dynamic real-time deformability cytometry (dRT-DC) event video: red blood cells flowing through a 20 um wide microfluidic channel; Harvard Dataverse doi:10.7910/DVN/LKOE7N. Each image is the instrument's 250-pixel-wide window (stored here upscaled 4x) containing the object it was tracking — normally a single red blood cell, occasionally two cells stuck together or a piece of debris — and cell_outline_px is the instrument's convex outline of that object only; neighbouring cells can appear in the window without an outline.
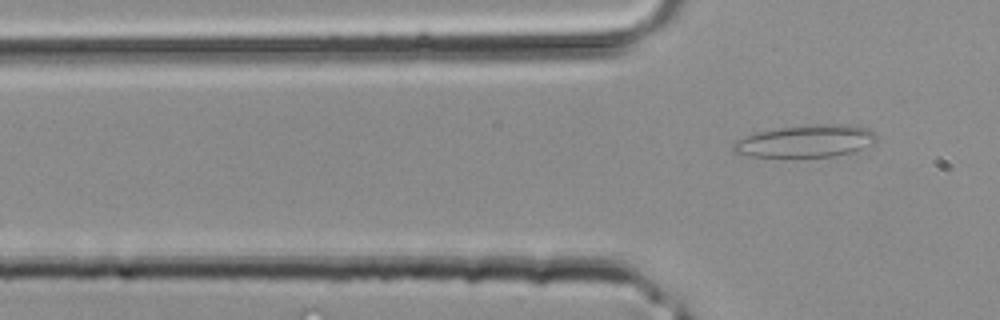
{"species": "common noctule bat (a hibernating species)", "species_latin": "Nyctalus noctula", "temperature_condition": "room temperature", "stored_images_in_passage": 3, "camera_frame_rate_fps": 3000, "um_per_image_px": 0.085, "animal": {"sex": "male", "body_mass_g": 20.4}, "frame": {"image": 1, "passage_image": 3, "time_ms": 0.667, "image_size_px": [1000, 320], "cell_outline_px": [[876, 144], [852, 152], [832, 156], [748, 156], [732, 152], [732, 144], [744, 136], [756, 132], [780, 128], [816, 124], [848, 124], [868, 128], [876, 136]], "centroid_in_image_um": [68.51, 11.99], "position_along_channel_um": 57.3, "area_um2": 26.82}}